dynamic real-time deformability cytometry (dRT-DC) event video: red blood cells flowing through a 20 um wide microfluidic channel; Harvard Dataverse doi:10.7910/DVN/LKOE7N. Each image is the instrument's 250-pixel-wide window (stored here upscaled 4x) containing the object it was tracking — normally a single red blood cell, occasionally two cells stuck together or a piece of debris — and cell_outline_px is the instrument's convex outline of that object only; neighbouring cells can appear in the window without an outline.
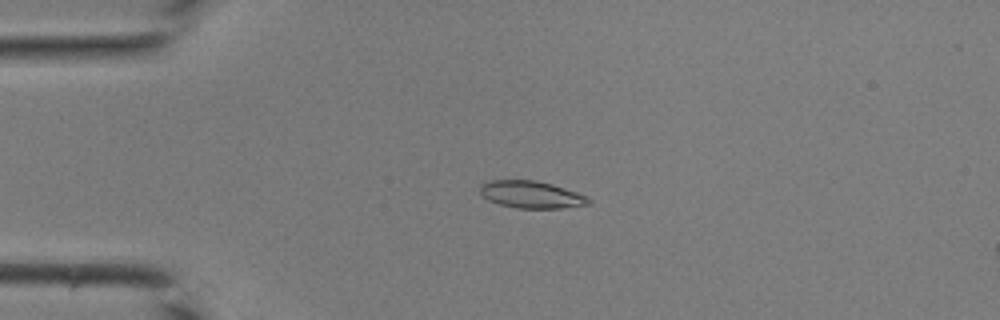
{"species": "common noctule bat (a hibernating species)", "species_latin": "Nyctalus noctula", "temperature_condition": "room temperature", "stored_images_in_passage": 42, "camera_frame_rate_fps": 3000, "um_per_image_px": 0.085, "animal": {"sex": "male", "body_mass_g": 19.0, "forearm_length_mm": 50.8}, "frame": {"image": 1, "passage_image": 10, "time_ms": 3.0, "image_size_px": [1000, 320], "cell_outline_px": [[592, 204], [560, 208], [516, 208], [500, 204], [488, 200], [480, 192], [480, 184], [488, 180], [532, 180], [552, 184], [588, 196], [592, 200]], "centroid_in_image_um": [45.18, 16.54], "position_along_channel_um": 39.8, "area_um2": 17.22}}
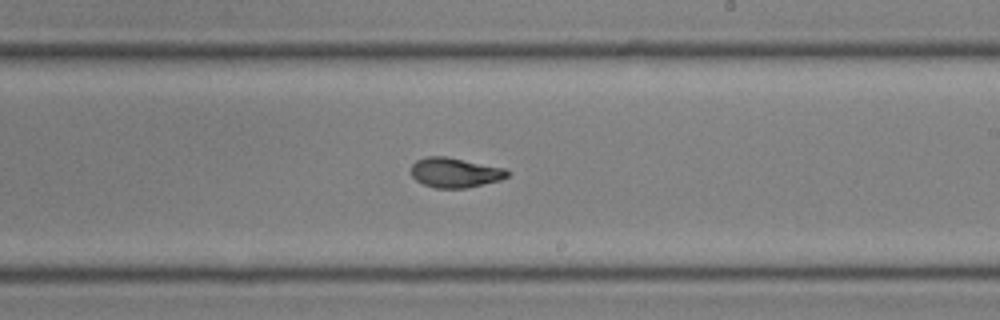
{"frame": {"image": 2, "passage_image": 25, "time_ms": 8.0, "image_size_px": [1000, 320], "cell_outline_px": [[508, 176], [500, 180], [468, 188], [436, 188], [424, 184], [416, 180], [412, 176], [412, 164], [416, 160], [428, 156], [444, 156], [504, 168], [508, 172]], "centroid_in_image_um": [38.66, 14.68], "position_along_channel_um": 250.3, "area_um2": 16.53}}
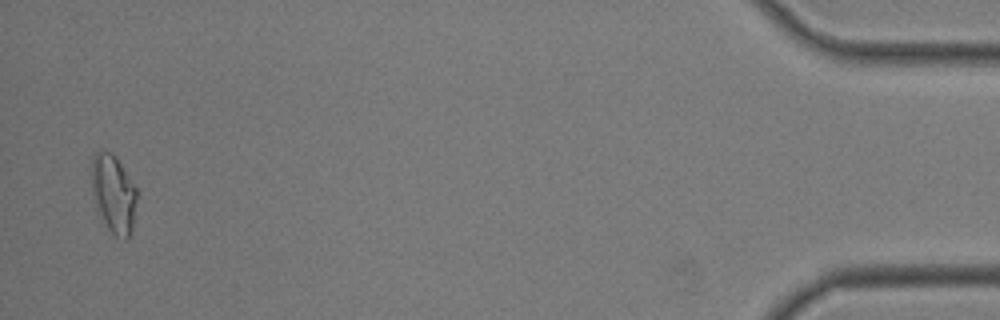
{"frame": {"image": 3, "passage_image": 41, "time_ms": 13.333, "image_size_px": [1000, 320], "cell_outline_px": [[136, 196], [132, 228], [128, 236], [124, 240], [116, 236], [100, 220], [92, 192], [92, 156], [96, 152], [104, 148], [112, 152], [116, 156], [136, 188]], "centroid_in_image_um": [9.62, 16.43], "position_along_channel_um": 425.6, "area_um2": 20.63}}